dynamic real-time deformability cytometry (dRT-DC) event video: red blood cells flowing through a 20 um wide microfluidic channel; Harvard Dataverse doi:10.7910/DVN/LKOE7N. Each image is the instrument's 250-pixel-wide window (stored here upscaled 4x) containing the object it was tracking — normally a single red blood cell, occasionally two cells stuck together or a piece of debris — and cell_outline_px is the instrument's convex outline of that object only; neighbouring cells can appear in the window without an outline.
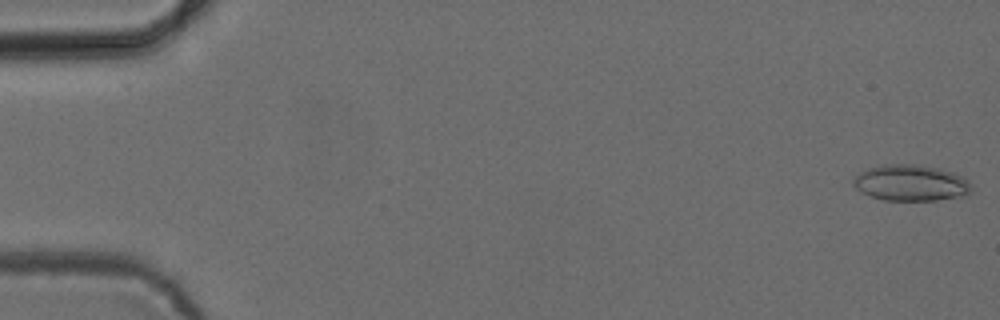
{"species": "common noctule bat (a hibernating species)", "species_latin": "Nyctalus noctula", "temperature_condition": "cold", "stored_images_in_passage": 53, "camera_frame_rate_fps": 3000, "um_per_image_px": 0.085, "animal": {"sex": "female", "body_mass_g": 24.6, "forearm_length_mm": 56.2}, "frame": {"image": 1, "passage_image": 1, "time_ms": 0.0, "image_size_px": [1000, 320], "cell_outline_px": [[972, 184], [968, 192], [964, 196], [936, 200], [884, 200], [860, 192], [852, 184], [852, 180], [860, 172], [868, 168], [884, 164], [912, 164], [936, 168], [952, 172], [964, 176]], "centroid_in_image_um": [77.41, 15.54], "position_along_channel_um": 7.6, "area_um2": 24.8}}
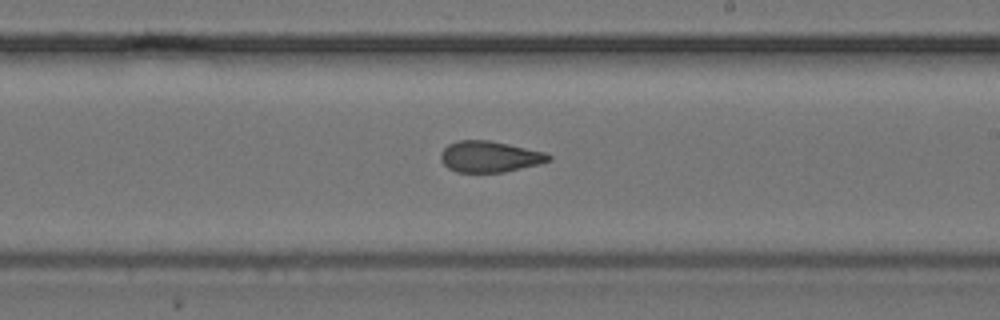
{"frame": {"image": 2, "passage_image": 31, "time_ms": 10.0, "image_size_px": [1000, 320], "cell_outline_px": [[552, 160], [540, 164], [504, 172], [456, 172], [448, 168], [440, 160], [440, 152], [448, 144], [456, 140], [488, 140], [508, 144], [544, 152], [552, 156]], "centroid_in_image_um": [41.6, 13.31], "position_along_channel_um": 247.4, "area_um2": 19.65}}
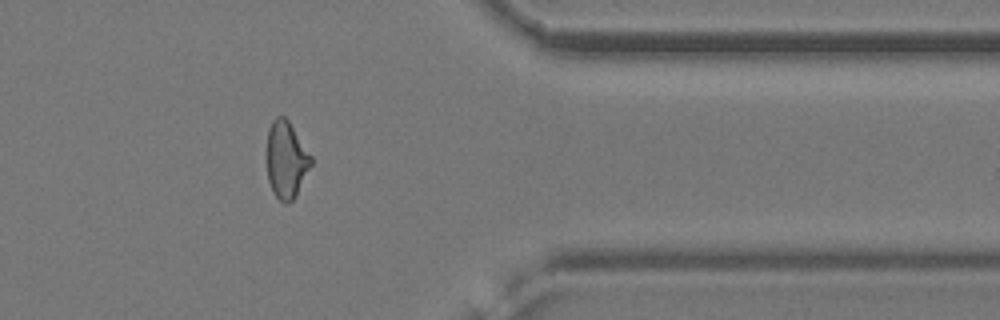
{"frame": {"image": 3, "passage_image": 43, "time_ms": 14.0, "image_size_px": [1000, 320], "cell_outline_px": [[312, 164], [296, 196], [292, 200], [284, 204], [272, 192], [268, 180], [268, 128], [272, 120], [276, 116], [284, 116], [288, 120], [312, 156]], "centroid_in_image_um": [24.34, 13.58], "position_along_channel_um": 387.1, "area_um2": 19.71}, "authors_computed_cell_mechanics": {"area_um2": 20.4612, "velocity_mm_per_s": 3.8917, "shape_relaxation_time_tau1_ms": null, "shape_relaxation_time_tau2_ms": 2.3019, "deformation_change_tau1": null, "deformation_change_tau2": 0.101}}